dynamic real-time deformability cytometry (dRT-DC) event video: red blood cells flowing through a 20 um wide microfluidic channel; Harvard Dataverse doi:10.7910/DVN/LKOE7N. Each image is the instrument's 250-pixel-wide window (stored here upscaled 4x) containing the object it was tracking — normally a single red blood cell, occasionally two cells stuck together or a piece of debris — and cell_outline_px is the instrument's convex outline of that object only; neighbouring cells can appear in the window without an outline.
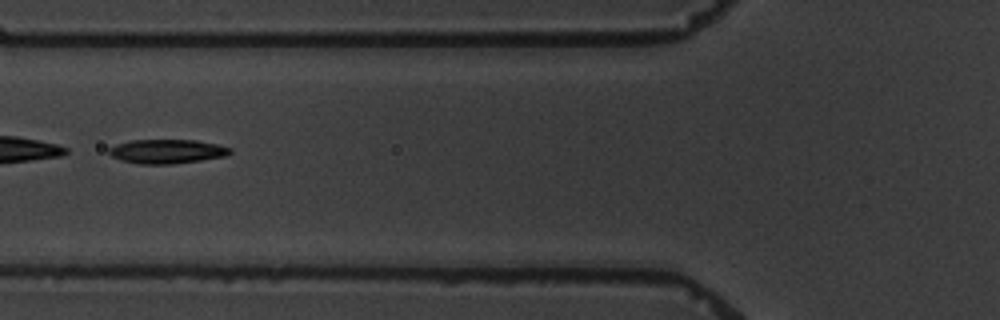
{"species": "common noctule bat (a hibernating species)", "species_latin": "Nyctalus noctula", "temperature_condition": "warm", "stored_images_in_passage": 12, "camera_frame_rate_fps": 3000, "um_per_image_px": 0.085, "animal": {"sex": "male", "body_mass_g": 19.5, "forearm_length_mm": 54.6}, "frame": {"image": 1, "passage_image": 3, "time_ms": 2.333, "image_size_px": [1000, 320], "cell_outline_px": [[232, 152], [224, 156], [200, 160], [172, 164], [140, 164], [120, 160], [112, 156], [108, 152], [108, 148], [116, 144], [132, 140], [196, 140], [216, 144], [232, 148]], "centroid_in_image_um": [14.17, 12.87], "position_along_channel_um": 111.6, "area_um2": 16.99}}
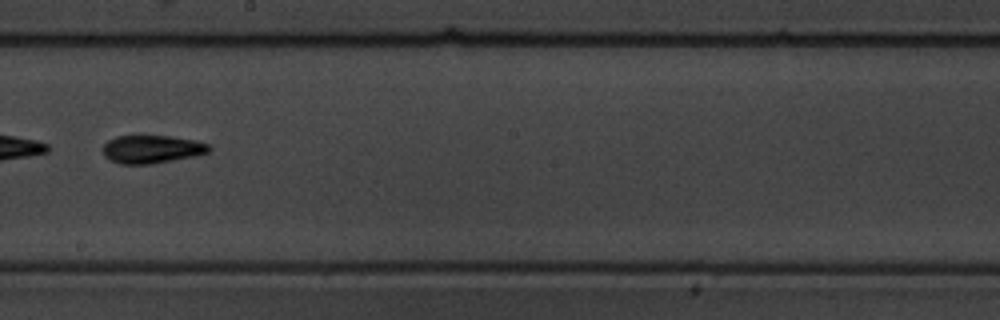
{"frame": {"image": 2, "passage_image": 6, "time_ms": 6.0, "image_size_px": [1000, 320], "cell_outline_px": [[212, 148], [208, 152], [196, 156], [152, 164], [120, 164], [108, 160], [104, 156], [104, 144], [108, 140], [116, 136], [168, 136], [196, 140], [208, 144]], "centroid_in_image_um": [12.91, 12.69], "position_along_channel_um": 235.3, "area_um2": 17.46}, "authors_computed_cell_mechanics": {"area_um2": 17.629, "velocity_mm_per_s": 3.3797, "shape_relaxation_time_tau1_ms": 4.5953, "shape_relaxation_time_tau2_ms": 3.3277, "deformation_change_tau1": 0.1382, "deformation_change_tau2": 0.088}}